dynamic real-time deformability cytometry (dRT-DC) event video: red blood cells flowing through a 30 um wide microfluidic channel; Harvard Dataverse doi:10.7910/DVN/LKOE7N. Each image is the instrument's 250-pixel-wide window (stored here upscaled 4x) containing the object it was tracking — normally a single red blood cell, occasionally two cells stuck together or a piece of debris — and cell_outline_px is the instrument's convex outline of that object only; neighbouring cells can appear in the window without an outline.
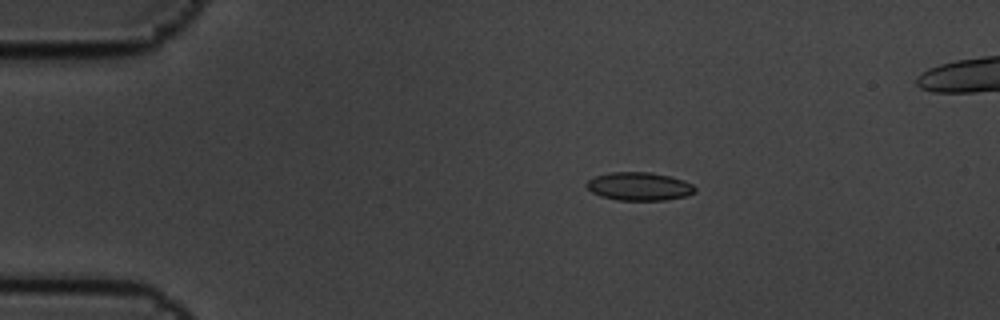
{"species": "common noctule bat (a hibernating species)", "species_latin": "Nyctalus noctula", "temperature_condition": "cold", "stored_images_in_passage": 7, "camera_frame_rate_fps": 3000, "um_per_image_px": 0.085, "animal": {"sex": "male", "body_mass_g": 19.5, "forearm_length_mm": 54.6}, "frame": {"image": 1, "passage_image": 4, "time_ms": 1.0, "image_size_px": [1000, 320], "cell_outline_px": [[696, 192], [684, 196], [664, 200], [620, 200], [600, 196], [592, 192], [584, 184], [588, 180], [596, 176], [612, 172], [648, 172], [668, 176], [684, 180], [692, 184], [696, 188]], "centroid_in_image_um": [54.32, 15.84], "position_along_channel_um": 30.7, "area_um2": 17.69}}
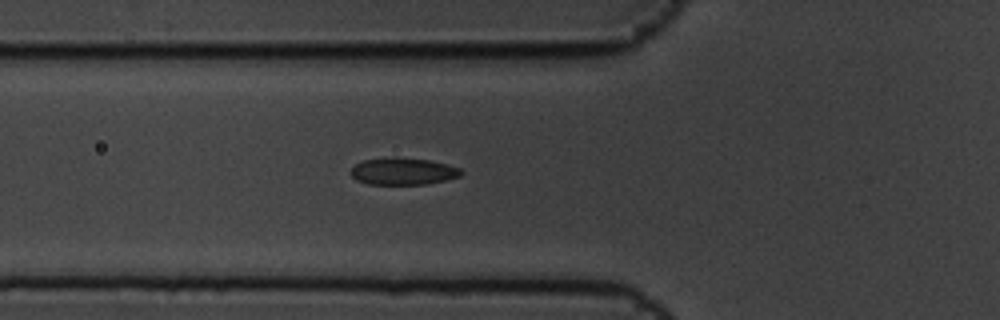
{"frame": {"image": 2, "passage_image": 7, "time_ms": 2.0, "image_size_px": [1000, 320], "cell_outline_px": [[464, 172], [460, 176], [428, 184], [368, 184], [356, 180], [352, 176], [352, 168], [356, 164], [364, 160], [392, 156], [396, 156], [428, 160], [448, 164], [460, 168]], "centroid_in_image_um": [34.28, 14.55], "position_along_channel_um": 91.5, "area_um2": 17.46}}